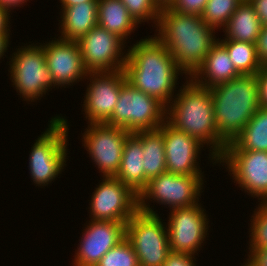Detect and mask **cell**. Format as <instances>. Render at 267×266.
I'll return each mask as SVG.
<instances>
[{
    "label": "cell",
    "mask_w": 267,
    "mask_h": 266,
    "mask_svg": "<svg viewBox=\"0 0 267 266\" xmlns=\"http://www.w3.org/2000/svg\"><path fill=\"white\" fill-rule=\"evenodd\" d=\"M155 28L153 36L168 49L186 78L196 72L218 41L216 29L208 26L200 16L178 13L168 7L161 8Z\"/></svg>",
    "instance_id": "obj_1"
},
{
    "label": "cell",
    "mask_w": 267,
    "mask_h": 266,
    "mask_svg": "<svg viewBox=\"0 0 267 266\" xmlns=\"http://www.w3.org/2000/svg\"><path fill=\"white\" fill-rule=\"evenodd\" d=\"M130 46L123 69L127 82L167 107L174 97L178 76L181 73L183 76V72L155 36L137 40Z\"/></svg>",
    "instance_id": "obj_2"
},
{
    "label": "cell",
    "mask_w": 267,
    "mask_h": 266,
    "mask_svg": "<svg viewBox=\"0 0 267 266\" xmlns=\"http://www.w3.org/2000/svg\"><path fill=\"white\" fill-rule=\"evenodd\" d=\"M175 94L167 106L166 121L210 148L209 158L216 165L224 154L227 143L217 130L211 90L186 78V82Z\"/></svg>",
    "instance_id": "obj_3"
},
{
    "label": "cell",
    "mask_w": 267,
    "mask_h": 266,
    "mask_svg": "<svg viewBox=\"0 0 267 266\" xmlns=\"http://www.w3.org/2000/svg\"><path fill=\"white\" fill-rule=\"evenodd\" d=\"M219 136L232 142L260 107L256 75H240L210 88Z\"/></svg>",
    "instance_id": "obj_4"
},
{
    "label": "cell",
    "mask_w": 267,
    "mask_h": 266,
    "mask_svg": "<svg viewBox=\"0 0 267 266\" xmlns=\"http://www.w3.org/2000/svg\"><path fill=\"white\" fill-rule=\"evenodd\" d=\"M48 128L31 147L29 171L36 186H47L66 166L69 123L65 117L55 116Z\"/></svg>",
    "instance_id": "obj_5"
},
{
    "label": "cell",
    "mask_w": 267,
    "mask_h": 266,
    "mask_svg": "<svg viewBox=\"0 0 267 266\" xmlns=\"http://www.w3.org/2000/svg\"><path fill=\"white\" fill-rule=\"evenodd\" d=\"M203 175H179L165 172L148 180L138 195V210L154 214L151 202L166 205L170 210L190 207L199 203L203 191ZM200 197V198H199ZM157 200V201H156Z\"/></svg>",
    "instance_id": "obj_6"
},
{
    "label": "cell",
    "mask_w": 267,
    "mask_h": 266,
    "mask_svg": "<svg viewBox=\"0 0 267 266\" xmlns=\"http://www.w3.org/2000/svg\"><path fill=\"white\" fill-rule=\"evenodd\" d=\"M167 107L125 80L110 120L111 126L135 133L158 129L166 121Z\"/></svg>",
    "instance_id": "obj_7"
},
{
    "label": "cell",
    "mask_w": 267,
    "mask_h": 266,
    "mask_svg": "<svg viewBox=\"0 0 267 266\" xmlns=\"http://www.w3.org/2000/svg\"><path fill=\"white\" fill-rule=\"evenodd\" d=\"M25 45L10 56L8 72L20 98L34 102L55 87L46 64L44 48L37 43Z\"/></svg>",
    "instance_id": "obj_8"
},
{
    "label": "cell",
    "mask_w": 267,
    "mask_h": 266,
    "mask_svg": "<svg viewBox=\"0 0 267 266\" xmlns=\"http://www.w3.org/2000/svg\"><path fill=\"white\" fill-rule=\"evenodd\" d=\"M161 220L159 214L138 210L126 222V238L134 248L139 266H162L171 252L166 222Z\"/></svg>",
    "instance_id": "obj_9"
},
{
    "label": "cell",
    "mask_w": 267,
    "mask_h": 266,
    "mask_svg": "<svg viewBox=\"0 0 267 266\" xmlns=\"http://www.w3.org/2000/svg\"><path fill=\"white\" fill-rule=\"evenodd\" d=\"M130 132L106 123H89L82 134V146L88 151L101 176L115 177L119 171L124 142Z\"/></svg>",
    "instance_id": "obj_10"
},
{
    "label": "cell",
    "mask_w": 267,
    "mask_h": 266,
    "mask_svg": "<svg viewBox=\"0 0 267 266\" xmlns=\"http://www.w3.org/2000/svg\"><path fill=\"white\" fill-rule=\"evenodd\" d=\"M89 205L90 220L127 222L138 211V195L116 177H102Z\"/></svg>",
    "instance_id": "obj_11"
},
{
    "label": "cell",
    "mask_w": 267,
    "mask_h": 266,
    "mask_svg": "<svg viewBox=\"0 0 267 266\" xmlns=\"http://www.w3.org/2000/svg\"><path fill=\"white\" fill-rule=\"evenodd\" d=\"M232 180L258 201L267 199V151L225 150L218 159ZM256 196V197H255Z\"/></svg>",
    "instance_id": "obj_12"
},
{
    "label": "cell",
    "mask_w": 267,
    "mask_h": 266,
    "mask_svg": "<svg viewBox=\"0 0 267 266\" xmlns=\"http://www.w3.org/2000/svg\"><path fill=\"white\" fill-rule=\"evenodd\" d=\"M201 205L170 210L166 227L171 251L197 255L203 247L210 226L206 210Z\"/></svg>",
    "instance_id": "obj_13"
},
{
    "label": "cell",
    "mask_w": 267,
    "mask_h": 266,
    "mask_svg": "<svg viewBox=\"0 0 267 266\" xmlns=\"http://www.w3.org/2000/svg\"><path fill=\"white\" fill-rule=\"evenodd\" d=\"M77 43L88 72H110L124 69L127 59L126 51L123 52L126 47L125 42L108 30L97 25Z\"/></svg>",
    "instance_id": "obj_14"
},
{
    "label": "cell",
    "mask_w": 267,
    "mask_h": 266,
    "mask_svg": "<svg viewBox=\"0 0 267 266\" xmlns=\"http://www.w3.org/2000/svg\"><path fill=\"white\" fill-rule=\"evenodd\" d=\"M86 79H90V83L83 99L84 116L88 123H107L126 80L125 72H89Z\"/></svg>",
    "instance_id": "obj_15"
},
{
    "label": "cell",
    "mask_w": 267,
    "mask_h": 266,
    "mask_svg": "<svg viewBox=\"0 0 267 266\" xmlns=\"http://www.w3.org/2000/svg\"><path fill=\"white\" fill-rule=\"evenodd\" d=\"M87 224L75 251L73 266H96L126 237V222L91 220Z\"/></svg>",
    "instance_id": "obj_16"
},
{
    "label": "cell",
    "mask_w": 267,
    "mask_h": 266,
    "mask_svg": "<svg viewBox=\"0 0 267 266\" xmlns=\"http://www.w3.org/2000/svg\"><path fill=\"white\" fill-rule=\"evenodd\" d=\"M54 39L41 44L54 87L65 88L83 81L89 72L84 66L77 41L64 40L59 37Z\"/></svg>",
    "instance_id": "obj_17"
},
{
    "label": "cell",
    "mask_w": 267,
    "mask_h": 266,
    "mask_svg": "<svg viewBox=\"0 0 267 266\" xmlns=\"http://www.w3.org/2000/svg\"><path fill=\"white\" fill-rule=\"evenodd\" d=\"M158 130L163 134L166 170L179 175H202L197 160L204 147L196 138L171 126L165 121Z\"/></svg>",
    "instance_id": "obj_18"
},
{
    "label": "cell",
    "mask_w": 267,
    "mask_h": 266,
    "mask_svg": "<svg viewBox=\"0 0 267 266\" xmlns=\"http://www.w3.org/2000/svg\"><path fill=\"white\" fill-rule=\"evenodd\" d=\"M239 76L226 48L217 41L205 56L202 65L190 78L199 86L210 89Z\"/></svg>",
    "instance_id": "obj_19"
},
{
    "label": "cell",
    "mask_w": 267,
    "mask_h": 266,
    "mask_svg": "<svg viewBox=\"0 0 267 266\" xmlns=\"http://www.w3.org/2000/svg\"><path fill=\"white\" fill-rule=\"evenodd\" d=\"M59 15H61V20H58L61 27L59 38L78 41L98 25V2H83L66 7Z\"/></svg>",
    "instance_id": "obj_20"
},
{
    "label": "cell",
    "mask_w": 267,
    "mask_h": 266,
    "mask_svg": "<svg viewBox=\"0 0 267 266\" xmlns=\"http://www.w3.org/2000/svg\"><path fill=\"white\" fill-rule=\"evenodd\" d=\"M143 155L141 140L130 133L124 142L119 171L115 177L137 195L145 188Z\"/></svg>",
    "instance_id": "obj_21"
},
{
    "label": "cell",
    "mask_w": 267,
    "mask_h": 266,
    "mask_svg": "<svg viewBox=\"0 0 267 266\" xmlns=\"http://www.w3.org/2000/svg\"><path fill=\"white\" fill-rule=\"evenodd\" d=\"M98 26L125 43L139 25L120 0H98ZM134 30V31H133Z\"/></svg>",
    "instance_id": "obj_22"
},
{
    "label": "cell",
    "mask_w": 267,
    "mask_h": 266,
    "mask_svg": "<svg viewBox=\"0 0 267 266\" xmlns=\"http://www.w3.org/2000/svg\"><path fill=\"white\" fill-rule=\"evenodd\" d=\"M261 28L262 24L254 7L248 0H244L236 8L227 25L221 29L223 31L225 30V38L221 40L256 43Z\"/></svg>",
    "instance_id": "obj_23"
},
{
    "label": "cell",
    "mask_w": 267,
    "mask_h": 266,
    "mask_svg": "<svg viewBox=\"0 0 267 266\" xmlns=\"http://www.w3.org/2000/svg\"><path fill=\"white\" fill-rule=\"evenodd\" d=\"M225 150L267 151V107H259L242 132Z\"/></svg>",
    "instance_id": "obj_24"
},
{
    "label": "cell",
    "mask_w": 267,
    "mask_h": 266,
    "mask_svg": "<svg viewBox=\"0 0 267 266\" xmlns=\"http://www.w3.org/2000/svg\"><path fill=\"white\" fill-rule=\"evenodd\" d=\"M134 134L142 142L146 186L149 179L167 172L163 134L158 129Z\"/></svg>",
    "instance_id": "obj_25"
},
{
    "label": "cell",
    "mask_w": 267,
    "mask_h": 266,
    "mask_svg": "<svg viewBox=\"0 0 267 266\" xmlns=\"http://www.w3.org/2000/svg\"><path fill=\"white\" fill-rule=\"evenodd\" d=\"M219 39L240 75H256L261 70L263 65L257 55L256 43Z\"/></svg>",
    "instance_id": "obj_26"
},
{
    "label": "cell",
    "mask_w": 267,
    "mask_h": 266,
    "mask_svg": "<svg viewBox=\"0 0 267 266\" xmlns=\"http://www.w3.org/2000/svg\"><path fill=\"white\" fill-rule=\"evenodd\" d=\"M244 0H208L202 15V20L214 29L224 28L236 8Z\"/></svg>",
    "instance_id": "obj_27"
},
{
    "label": "cell",
    "mask_w": 267,
    "mask_h": 266,
    "mask_svg": "<svg viewBox=\"0 0 267 266\" xmlns=\"http://www.w3.org/2000/svg\"><path fill=\"white\" fill-rule=\"evenodd\" d=\"M96 266H139V261L132 244L125 237L111 248Z\"/></svg>",
    "instance_id": "obj_28"
},
{
    "label": "cell",
    "mask_w": 267,
    "mask_h": 266,
    "mask_svg": "<svg viewBox=\"0 0 267 266\" xmlns=\"http://www.w3.org/2000/svg\"><path fill=\"white\" fill-rule=\"evenodd\" d=\"M259 202L250 219L249 248H267V204Z\"/></svg>",
    "instance_id": "obj_29"
},
{
    "label": "cell",
    "mask_w": 267,
    "mask_h": 266,
    "mask_svg": "<svg viewBox=\"0 0 267 266\" xmlns=\"http://www.w3.org/2000/svg\"><path fill=\"white\" fill-rule=\"evenodd\" d=\"M123 5L128 9L131 16L135 21L140 24L146 21H154L156 27L159 14L161 11L160 6L155 0H120Z\"/></svg>",
    "instance_id": "obj_30"
},
{
    "label": "cell",
    "mask_w": 267,
    "mask_h": 266,
    "mask_svg": "<svg viewBox=\"0 0 267 266\" xmlns=\"http://www.w3.org/2000/svg\"><path fill=\"white\" fill-rule=\"evenodd\" d=\"M207 1L208 0H174L168 8L182 14L201 16Z\"/></svg>",
    "instance_id": "obj_31"
},
{
    "label": "cell",
    "mask_w": 267,
    "mask_h": 266,
    "mask_svg": "<svg viewBox=\"0 0 267 266\" xmlns=\"http://www.w3.org/2000/svg\"><path fill=\"white\" fill-rule=\"evenodd\" d=\"M195 261L192 254L171 251L162 266H196Z\"/></svg>",
    "instance_id": "obj_32"
},
{
    "label": "cell",
    "mask_w": 267,
    "mask_h": 266,
    "mask_svg": "<svg viewBox=\"0 0 267 266\" xmlns=\"http://www.w3.org/2000/svg\"><path fill=\"white\" fill-rule=\"evenodd\" d=\"M249 254L244 266H267V248H248Z\"/></svg>",
    "instance_id": "obj_33"
},
{
    "label": "cell",
    "mask_w": 267,
    "mask_h": 266,
    "mask_svg": "<svg viewBox=\"0 0 267 266\" xmlns=\"http://www.w3.org/2000/svg\"><path fill=\"white\" fill-rule=\"evenodd\" d=\"M258 81L259 103L261 107H267V65L263 66L256 74Z\"/></svg>",
    "instance_id": "obj_34"
},
{
    "label": "cell",
    "mask_w": 267,
    "mask_h": 266,
    "mask_svg": "<svg viewBox=\"0 0 267 266\" xmlns=\"http://www.w3.org/2000/svg\"><path fill=\"white\" fill-rule=\"evenodd\" d=\"M259 61L263 66L267 65V26H262L256 42Z\"/></svg>",
    "instance_id": "obj_35"
},
{
    "label": "cell",
    "mask_w": 267,
    "mask_h": 266,
    "mask_svg": "<svg viewBox=\"0 0 267 266\" xmlns=\"http://www.w3.org/2000/svg\"><path fill=\"white\" fill-rule=\"evenodd\" d=\"M260 19L262 26H267V0H248Z\"/></svg>",
    "instance_id": "obj_36"
},
{
    "label": "cell",
    "mask_w": 267,
    "mask_h": 266,
    "mask_svg": "<svg viewBox=\"0 0 267 266\" xmlns=\"http://www.w3.org/2000/svg\"><path fill=\"white\" fill-rule=\"evenodd\" d=\"M9 17L10 12L5 10L0 6V35L1 36H10V26L8 25L10 23L9 20H11Z\"/></svg>",
    "instance_id": "obj_37"
},
{
    "label": "cell",
    "mask_w": 267,
    "mask_h": 266,
    "mask_svg": "<svg viewBox=\"0 0 267 266\" xmlns=\"http://www.w3.org/2000/svg\"><path fill=\"white\" fill-rule=\"evenodd\" d=\"M27 1L28 0H0V6L11 13L12 9H15V7H21V5L23 6V4H25V2L27 3Z\"/></svg>",
    "instance_id": "obj_38"
},
{
    "label": "cell",
    "mask_w": 267,
    "mask_h": 266,
    "mask_svg": "<svg viewBox=\"0 0 267 266\" xmlns=\"http://www.w3.org/2000/svg\"><path fill=\"white\" fill-rule=\"evenodd\" d=\"M9 39L10 36H1L0 35V59L5 55V52H7L9 47Z\"/></svg>",
    "instance_id": "obj_39"
},
{
    "label": "cell",
    "mask_w": 267,
    "mask_h": 266,
    "mask_svg": "<svg viewBox=\"0 0 267 266\" xmlns=\"http://www.w3.org/2000/svg\"><path fill=\"white\" fill-rule=\"evenodd\" d=\"M61 4V9H64L66 7H70L76 4H82L83 2H98V0H59Z\"/></svg>",
    "instance_id": "obj_40"
},
{
    "label": "cell",
    "mask_w": 267,
    "mask_h": 266,
    "mask_svg": "<svg viewBox=\"0 0 267 266\" xmlns=\"http://www.w3.org/2000/svg\"><path fill=\"white\" fill-rule=\"evenodd\" d=\"M160 8L169 7L174 0H155Z\"/></svg>",
    "instance_id": "obj_41"
}]
</instances>
